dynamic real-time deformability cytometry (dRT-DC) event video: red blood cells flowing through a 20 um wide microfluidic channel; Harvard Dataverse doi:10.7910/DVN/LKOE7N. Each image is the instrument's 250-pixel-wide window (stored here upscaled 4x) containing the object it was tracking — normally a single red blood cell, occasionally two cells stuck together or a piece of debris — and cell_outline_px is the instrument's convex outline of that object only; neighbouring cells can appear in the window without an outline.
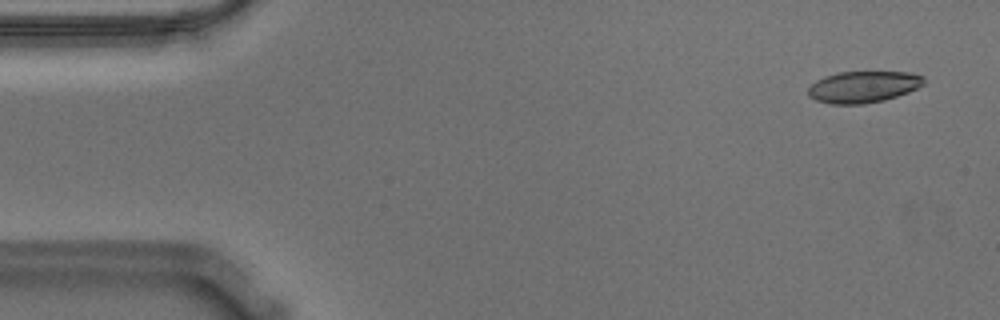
{"species": "Egyptian fruit bat (a non-hibernating species)", "species_latin": "Rousettus aegyptiacus", "temperature_condition": "warm", "stored_images_in_passage": 55, "camera_frame_rate_fps": 3000, "um_per_image_px": 0.085, "animal": {"sex": "male"}, "frame": {"image": 1, "passage_image": 2, "time_ms": 0.333, "image_size_px": [1000, 320], "cell_outline_px": [[924, 84], [908, 92], [884, 100], [864, 104], [832, 104], [816, 100], [808, 96], [808, 88], [816, 80], [824, 76], [836, 72], [912, 72], [924, 76]], "centroid_in_image_um": [73.37, 7.37], "position_along_channel_um": 11.6, "area_um2": 21.33}}
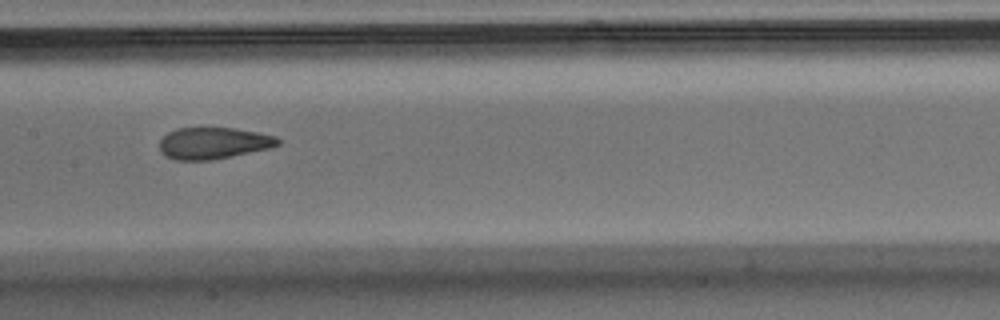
{"frame": {"image": 2, "passage_image": 26, "time_ms": 8.333, "image_size_px": [1000, 320], "cell_outline_px": [[280, 144], [272, 148], [212, 160], [176, 160], [164, 156], [160, 152], [160, 140], [168, 132], [176, 128], [236, 128], [276, 136], [280, 140]], "centroid_in_image_um": [18.14, 12.17], "position_along_channel_um": 189.3, "area_um2": 21.96}}
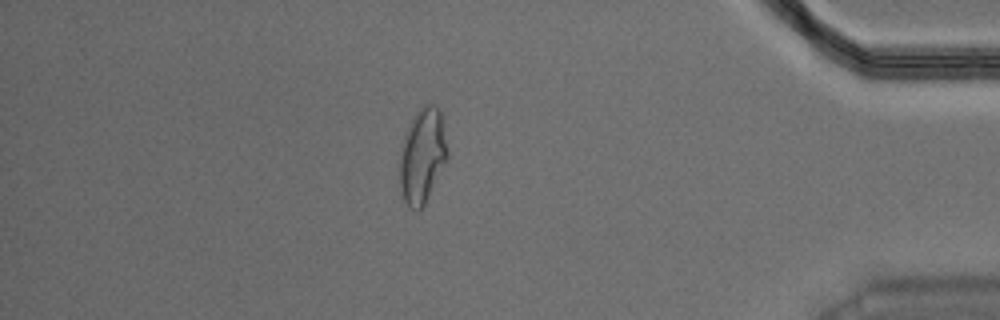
{"frame": {"image": 3, "passage_image": 47, "time_ms": 15.333, "image_size_px": [1000, 320], "cell_outline_px": [[448, 160], [424, 204], [420, 208], [408, 208], [404, 200], [400, 188], [400, 156], [404, 136], [412, 120], [420, 108], [424, 104], [432, 104], [440, 108], [448, 152]], "centroid_in_image_um": [35.92, 13.24], "position_along_channel_um": 399.3, "area_um2": 26.13}, "authors_computed_cell_mechanics": {"area_um2": 22.7154, "velocity_mm_per_s": 3.5864, "shape_relaxation_time_tau1_ms": null, "shape_relaxation_time_tau2_ms": 1.3521, "deformation_change_tau1": null, "deformation_change_tau2": 0.0612}}